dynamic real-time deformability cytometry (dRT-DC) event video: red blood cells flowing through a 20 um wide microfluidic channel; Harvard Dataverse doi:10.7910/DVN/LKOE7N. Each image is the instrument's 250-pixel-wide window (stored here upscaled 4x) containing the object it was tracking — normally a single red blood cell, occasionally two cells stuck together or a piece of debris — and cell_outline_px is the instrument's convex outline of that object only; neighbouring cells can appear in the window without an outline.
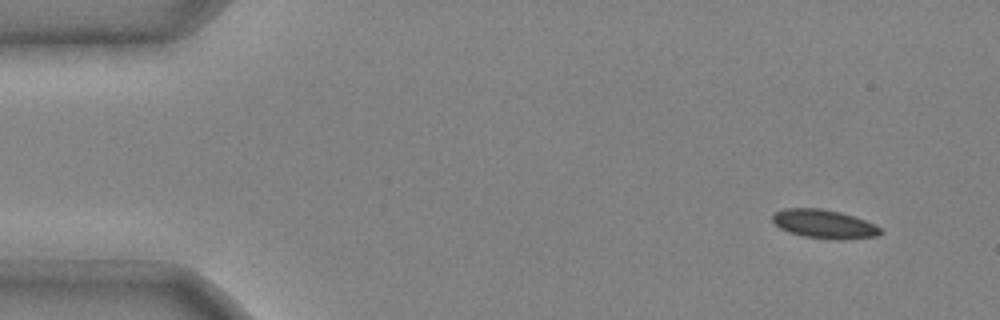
{"species": "common noctule bat (a hibernating species)", "species_latin": "Nyctalus noctula", "temperature_condition": "cold", "stored_images_in_passage": 3, "camera_frame_rate_fps": 3000, "um_per_image_px": 0.085, "animal": {"sex": "male", "body_mass_g": 20.4}, "frame": {"image": 1, "passage_image": 1, "time_ms": 0.0, "image_size_px": [1000, 320], "cell_outline_px": [[884, 232], [876, 236], [804, 236], [788, 232], [780, 228], [772, 220], [772, 212], [784, 208], [820, 208], [840, 212], [864, 220], [880, 228]], "centroid_in_image_um": [69.92, 18.96], "position_along_channel_um": 15.1, "area_um2": 16.94}}